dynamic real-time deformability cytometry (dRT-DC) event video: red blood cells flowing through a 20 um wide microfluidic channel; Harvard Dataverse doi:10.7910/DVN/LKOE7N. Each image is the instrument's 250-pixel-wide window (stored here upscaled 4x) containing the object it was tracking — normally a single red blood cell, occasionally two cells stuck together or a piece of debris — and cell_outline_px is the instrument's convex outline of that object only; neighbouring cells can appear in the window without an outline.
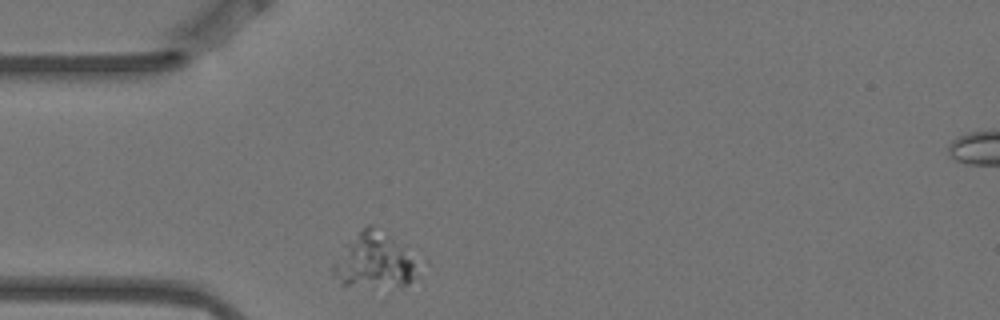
{"species": "Egyptian fruit bat (a non-hibernating species)", "species_latin": "Rousettus aegyptiacus", "temperature_condition": "warm", "stored_images_in_passage": 1, "camera_frame_rate_fps": 3000, "um_per_image_px": 0.085, "animal": {"sex": "female"}, "frame": {"image": 1, "passage_image": 1, "time_ms": 0.0, "image_size_px": [1000, 320], "cell_outline_px": [[412, 280], [408, 284], [340, 284], [332, 276], [332, 264], [364, 224], [372, 224], [388, 236], [412, 260]], "centroid_in_image_um": [31.65, 22.13], "position_along_channel_um": 53.3, "area_um2": 24.91}}